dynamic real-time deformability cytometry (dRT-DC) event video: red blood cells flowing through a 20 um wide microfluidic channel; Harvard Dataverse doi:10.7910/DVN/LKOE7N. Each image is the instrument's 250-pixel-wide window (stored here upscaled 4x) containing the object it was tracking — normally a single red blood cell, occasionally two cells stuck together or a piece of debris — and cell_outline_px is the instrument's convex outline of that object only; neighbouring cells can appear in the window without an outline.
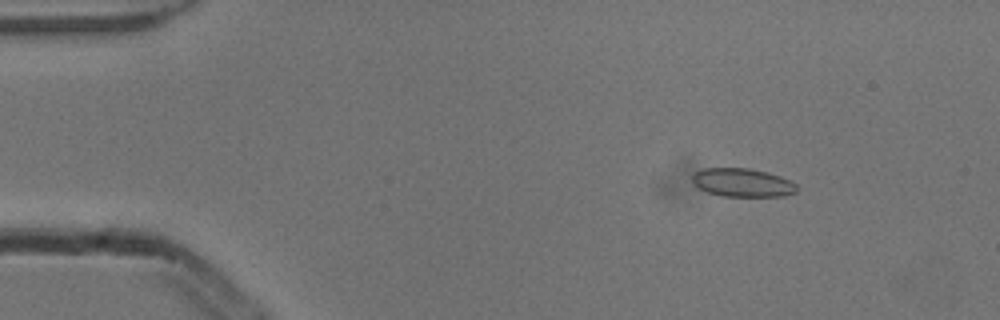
{"species": "common noctule bat (a hibernating species)", "species_latin": "Nyctalus noctula", "temperature_condition": "cold", "stored_images_in_passage": 4, "camera_frame_rate_fps": 3000, "um_per_image_px": 0.085, "animal": {"sex": "male", "body_mass_g": 13.3}, "frame": {"image": 1, "passage_image": 1, "time_ms": 0.0, "image_size_px": [1000, 320], "cell_outline_px": [[796, 192], [784, 196], [720, 196], [708, 192], [700, 188], [692, 180], [692, 176], [696, 172], [704, 168], [748, 168], [768, 172], [780, 176], [796, 184]], "centroid_in_image_um": [63.12, 15.52], "position_along_channel_um": 21.9, "area_um2": 17.17}}
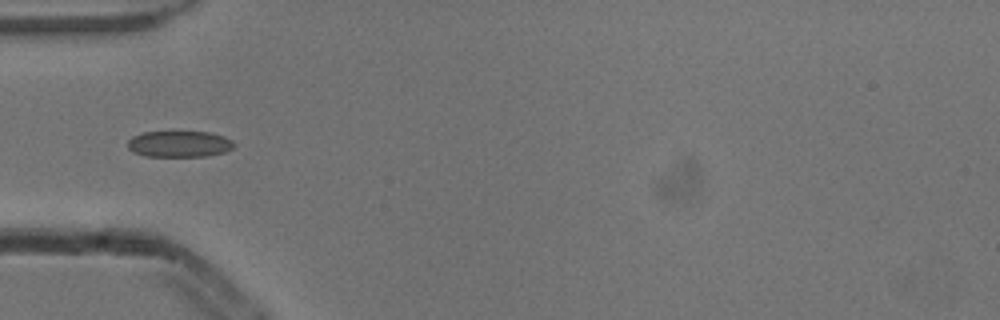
{"frame": {"image": 2, "passage_image": 4, "time_ms": 1.0, "image_size_px": [1000, 320], "cell_outline_px": [[236, 144], [232, 148], [224, 152], [208, 156], [144, 156], [132, 152], [128, 148], [128, 140], [132, 136], [144, 132], [208, 132], [224, 136], [232, 140]], "centroid_in_image_um": [15.23, 12.24], "position_along_channel_um": 69.8, "area_um2": 16.3}}